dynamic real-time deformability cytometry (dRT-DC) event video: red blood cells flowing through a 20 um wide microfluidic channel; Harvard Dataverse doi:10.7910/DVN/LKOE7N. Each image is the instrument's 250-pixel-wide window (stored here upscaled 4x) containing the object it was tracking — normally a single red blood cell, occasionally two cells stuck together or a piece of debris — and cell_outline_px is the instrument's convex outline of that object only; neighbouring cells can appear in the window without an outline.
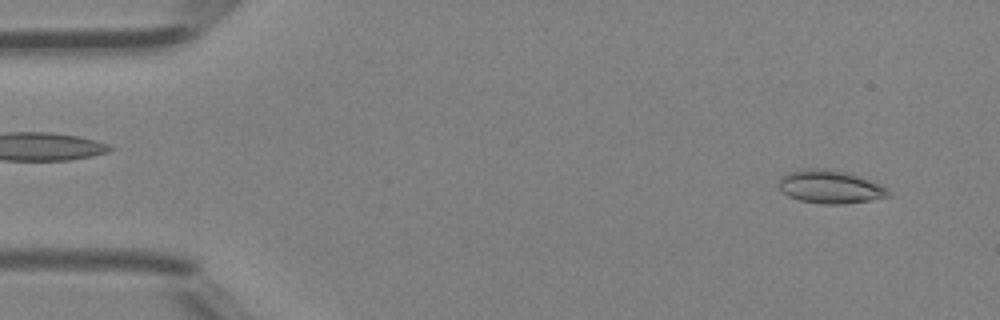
{"species": "Egyptian fruit bat (a non-hibernating species)", "species_latin": "Rousettus aegyptiacus", "temperature_condition": "room temperature", "stored_images_in_passage": 6, "camera_frame_rate_fps": 3000, "um_per_image_px": 0.085, "animal": {"sex": "female"}, "frame": {"image": 1, "passage_image": 2, "time_ms": 0.333, "image_size_px": [1000, 320], "cell_outline_px": [[892, 192], [888, 196], [872, 200], [844, 204], [824, 204], [800, 200], [788, 196], [780, 192], [776, 184], [780, 176], [788, 172], [808, 168], [824, 168], [852, 172], [880, 184], [888, 188]], "centroid_in_image_um": [70.54, 15.86], "position_along_channel_um": 14.5, "area_um2": 21.79}}
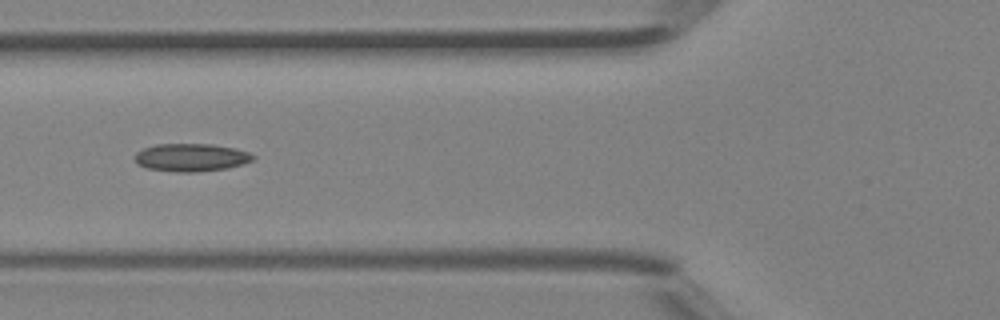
{"frame": {"image": 2, "passage_image": 6, "time_ms": 1.667, "image_size_px": [1000, 320], "cell_outline_px": [[256, 156], [252, 160], [228, 168], [196, 172], [176, 172], [148, 168], [136, 164], [136, 152], [144, 148], [156, 144], [212, 144], [236, 148], [248, 152]], "centroid_in_image_um": [16.25, 13.38], "position_along_channel_um": 109.6, "area_um2": 19.13}}